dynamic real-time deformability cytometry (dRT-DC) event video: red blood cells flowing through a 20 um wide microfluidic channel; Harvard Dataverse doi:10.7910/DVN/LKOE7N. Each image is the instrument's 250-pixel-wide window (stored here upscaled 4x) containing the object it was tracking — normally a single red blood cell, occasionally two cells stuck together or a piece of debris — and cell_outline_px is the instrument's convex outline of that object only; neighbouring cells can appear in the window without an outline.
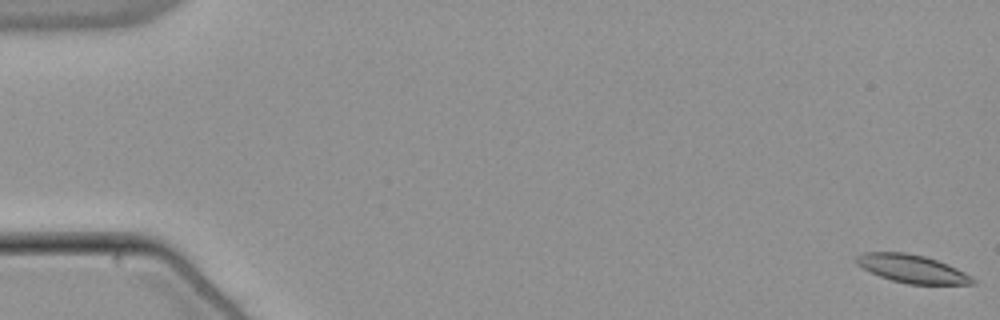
{"species": "common noctule bat (a hibernating species)", "species_latin": "Nyctalus noctula", "temperature_condition": "warm", "stored_images_in_passage": 56, "camera_frame_rate_fps": 3000, "um_per_image_px": 0.085, "animal": {"sex": "male", "body_mass_g": 21.5, "forearm_length_mm": 52.0}, "frame": {"image": 1, "passage_image": 1, "time_ms": 0.0, "image_size_px": [1000, 320], "cell_outline_px": [[976, 284], [908, 284], [892, 280], [880, 276], [856, 264], [856, 256], [864, 252], [908, 252], [924, 256], [948, 264], [972, 276], [976, 280]], "centroid_in_image_um": [77.55, 22.84], "position_along_channel_um": 7.4, "area_um2": 18.96}}
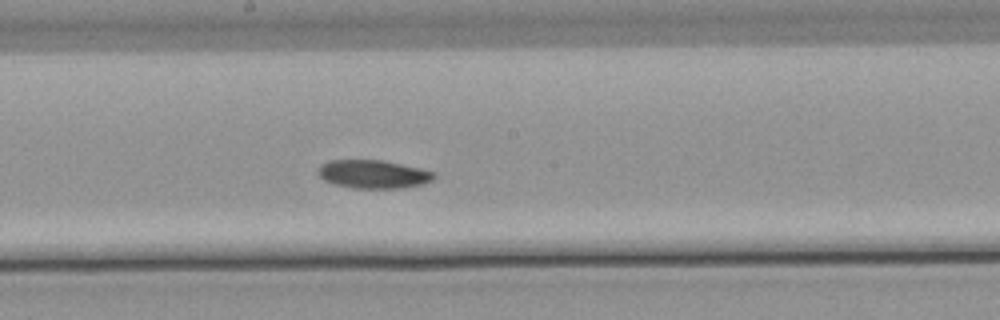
{"frame": {"image": 2, "passage_image": 31, "time_ms": 10.0, "image_size_px": [1000, 320], "cell_outline_px": [[436, 176], [432, 180], [424, 184], [400, 188], [352, 188], [336, 184], [324, 180], [316, 172], [320, 164], [328, 160], [384, 160], [420, 168], [436, 172]], "centroid_in_image_um": [31.73, 14.79], "position_along_channel_um": 216.5, "area_um2": 19.31}}
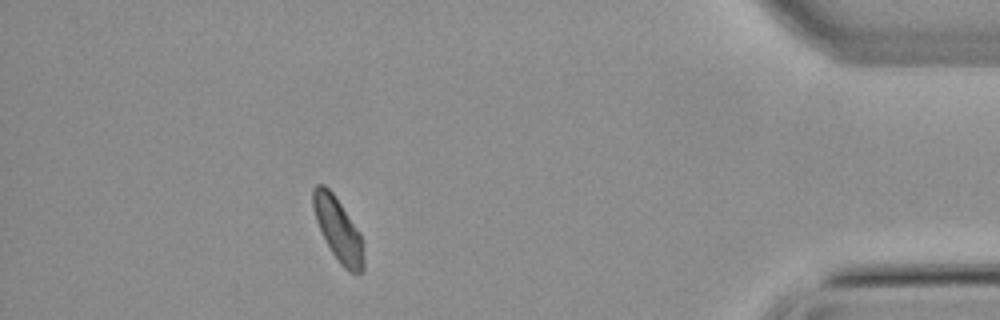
{"frame": {"image": 3, "passage_image": 50, "time_ms": 16.333, "image_size_px": [1000, 320], "cell_outline_px": [[364, 272], [348, 272], [340, 264], [332, 252], [316, 220], [312, 208], [312, 188], [316, 184], [324, 184], [332, 192], [360, 232], [364, 260]], "centroid_in_image_um": [28.73, 19.49], "position_along_channel_um": 406.5, "area_um2": 18.44}, "authors_computed_cell_mechanics": {"area_um2": 19.2185, "velocity_mm_per_s": 3.7766, "shape_relaxation_time_tau1_ms": 5.4076, "shape_relaxation_time_tau2_ms": null, "deformation_change_tau1": 0.1173, "deformation_change_tau2": null}}